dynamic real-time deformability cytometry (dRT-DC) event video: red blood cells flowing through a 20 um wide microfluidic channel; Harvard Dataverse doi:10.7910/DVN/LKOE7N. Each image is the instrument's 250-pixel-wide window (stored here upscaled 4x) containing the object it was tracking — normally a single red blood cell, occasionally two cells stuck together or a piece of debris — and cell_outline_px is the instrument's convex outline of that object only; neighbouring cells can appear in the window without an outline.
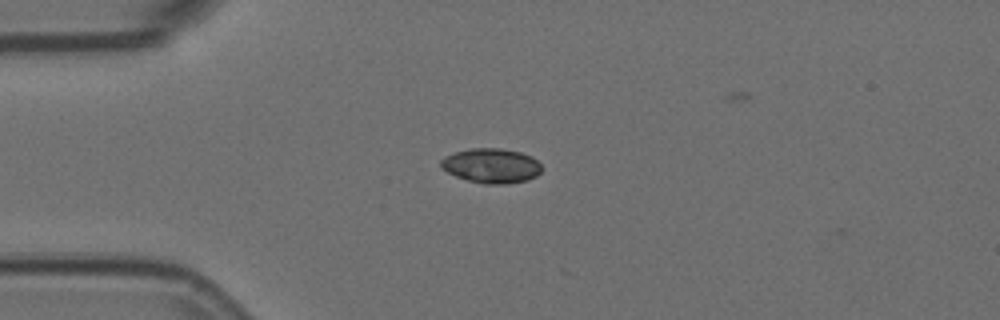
{"species": "Egyptian fruit bat (a non-hibernating species)", "species_latin": "Rousettus aegyptiacus", "temperature_condition": "room temperature", "stored_images_in_passage": 4, "camera_frame_rate_fps": 3000, "um_per_image_px": 0.085, "animal": {"sex": "female"}, "frame": {"image": 1, "passage_image": 1, "time_ms": 0.0, "image_size_px": [1000, 320], "cell_outline_px": [[540, 172], [536, 176], [528, 180], [508, 184], [484, 184], [468, 180], [456, 176], [440, 168], [440, 160], [444, 156], [456, 152], [472, 148], [500, 148], [520, 152], [532, 156], [540, 164]], "centroid_in_image_um": [41.75, 14.09], "position_along_channel_um": 43.2, "area_um2": 20.4}}
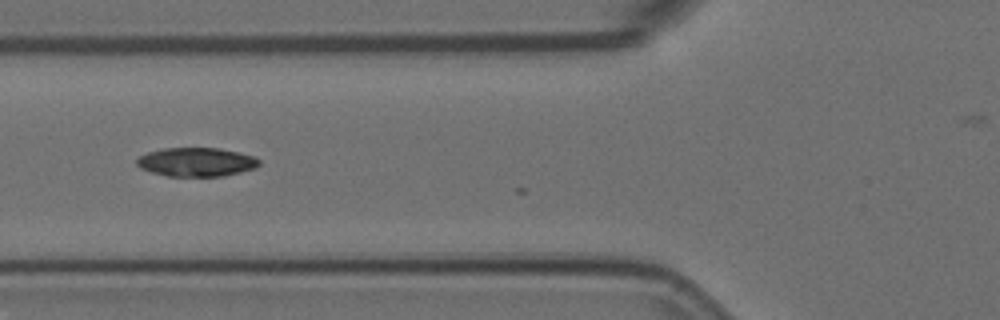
{"frame": {"image": 2, "passage_image": 3, "time_ms": 0.667, "image_size_px": [1000, 320], "cell_outline_px": [[260, 164], [256, 168], [224, 176], [168, 176], [152, 172], [140, 168], [136, 164], [136, 160], [140, 156], [148, 152], [164, 148], [220, 148], [240, 152], [252, 156], [260, 160]], "centroid_in_image_um": [16.71, 13.77], "position_along_channel_um": 109.1, "area_um2": 20.58}}